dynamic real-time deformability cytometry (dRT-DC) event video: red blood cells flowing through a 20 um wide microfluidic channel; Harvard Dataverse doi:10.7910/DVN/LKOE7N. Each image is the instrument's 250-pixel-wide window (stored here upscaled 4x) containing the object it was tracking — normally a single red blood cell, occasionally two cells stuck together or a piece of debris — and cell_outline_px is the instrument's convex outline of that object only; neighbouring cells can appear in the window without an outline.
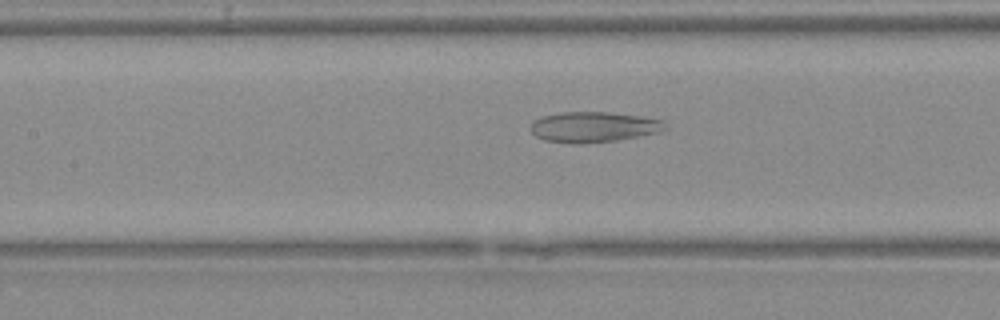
{"species": "Egyptian fruit bat (a non-hibernating species)", "species_latin": "Rousettus aegyptiacus", "temperature_condition": "warm", "stored_images_in_passage": 35, "camera_frame_rate_fps": 3000, "um_per_image_px": 0.085, "animal": {"sex": "female"}, "frame": {"image": 1, "passage_image": 9, "time_ms": 2.667, "image_size_px": [1000, 320], "cell_outline_px": [[668, 128], [656, 132], [616, 140], [584, 144], [576, 144], [544, 140], [536, 136], [532, 132], [532, 120], [540, 116], [560, 112], [608, 112], [640, 116], [664, 120]], "centroid_in_image_um": [50.42, 10.78], "position_along_channel_um": 157.0, "area_um2": 23.87}}
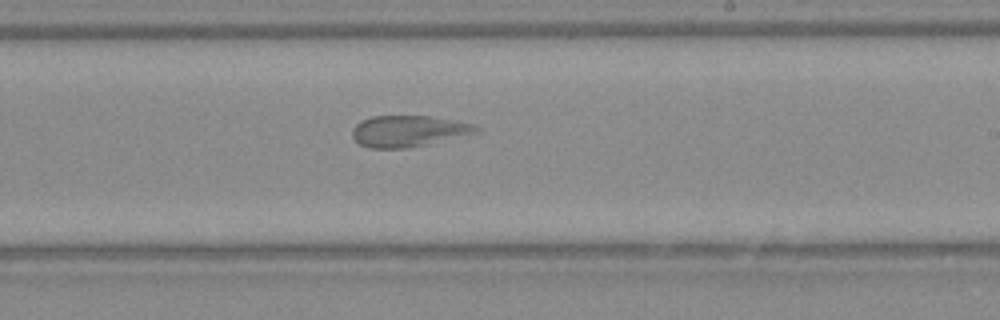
{"frame": {"image": 2, "passage_image": 16, "time_ms": 5.0, "image_size_px": [1000, 320], "cell_outline_px": [[480, 128], [476, 132], [408, 148], [368, 148], [360, 144], [352, 136], [352, 128], [360, 120], [372, 116], [428, 116], [452, 120], [472, 124]], "centroid_in_image_um": [34.62, 11.14], "position_along_channel_um": 254.4, "area_um2": 22.14}}
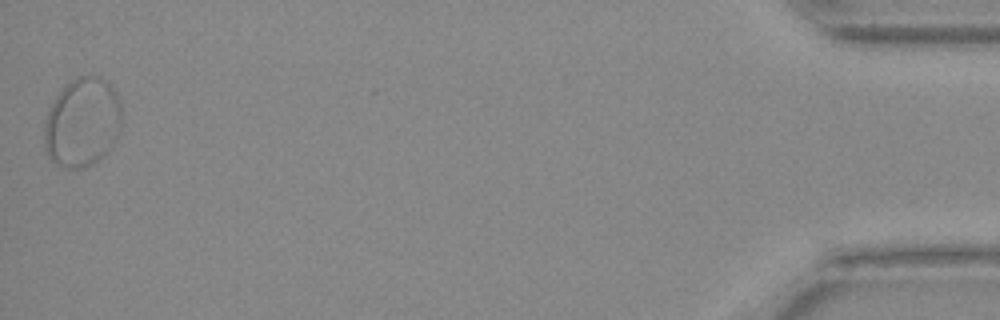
{"frame": {"image": 3, "passage_image": 35, "time_ms": 11.333, "image_size_px": [1000, 320], "cell_outline_px": [[120, 128], [116, 136], [100, 160], [84, 168], [68, 168], [52, 160], [48, 156], [44, 144], [44, 124], [48, 112], [56, 96], [64, 84], [80, 76], [100, 76], [108, 80], [116, 92], [120, 100]], "centroid_in_image_um": [6.99, 10.37], "position_along_channel_um": 428.2, "area_um2": 40.06}}